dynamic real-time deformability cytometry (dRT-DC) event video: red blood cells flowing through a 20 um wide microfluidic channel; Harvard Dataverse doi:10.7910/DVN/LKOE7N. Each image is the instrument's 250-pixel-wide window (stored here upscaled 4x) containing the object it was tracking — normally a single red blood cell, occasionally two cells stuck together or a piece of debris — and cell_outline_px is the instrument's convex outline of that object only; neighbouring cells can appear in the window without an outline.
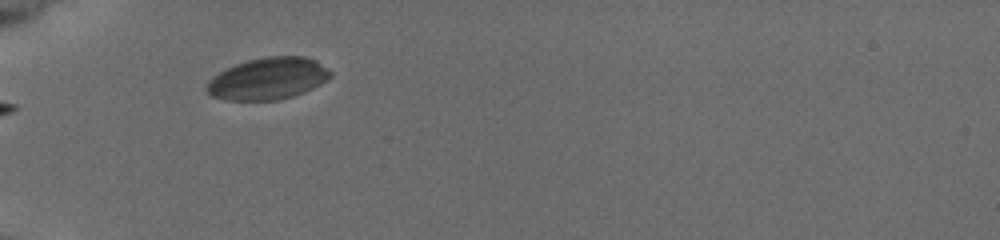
{"species": "common noctule bat (a hibernating species)", "species_latin": "Nyctalus noctula", "temperature_condition": "cold", "stored_images_in_passage": 24, "camera_frame_rate_fps": 3000, "um_per_image_px": 0.085, "animal": {"sex": "female", "body_mass_g": 19.5, "forearm_length_mm": 54.1}, "frame": {"image": 1, "passage_image": 1, "time_ms": 0.0, "image_size_px": [1000, 240], "cell_outline_px": [[332, 76], [320, 84], [304, 92], [292, 96], [276, 100], [228, 100], [212, 96], [204, 88], [208, 80], [212, 76], [236, 64], [248, 60], [268, 56], [304, 56], [316, 60], [328, 68], [332, 72]], "centroid_in_image_um": [22.78, 6.68], "position_along_channel_um": 62.2, "area_um2": 30.17}}